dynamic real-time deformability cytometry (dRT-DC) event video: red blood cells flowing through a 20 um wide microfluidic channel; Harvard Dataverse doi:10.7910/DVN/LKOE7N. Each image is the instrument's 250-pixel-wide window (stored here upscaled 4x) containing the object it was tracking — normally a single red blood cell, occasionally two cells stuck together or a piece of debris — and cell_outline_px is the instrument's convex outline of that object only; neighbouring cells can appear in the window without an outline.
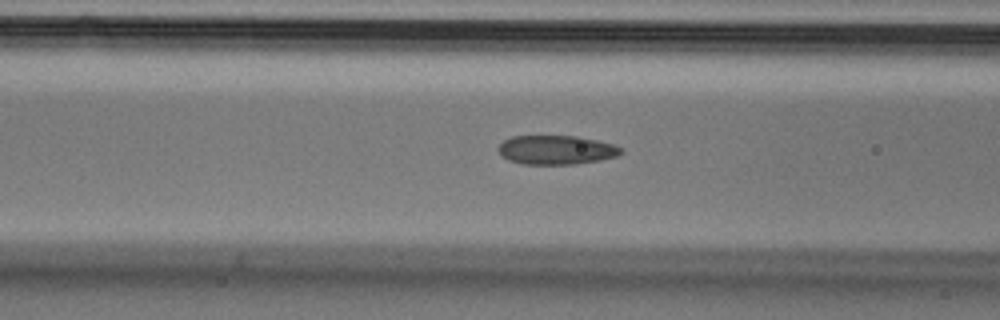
{"species": "Egyptian fruit bat (a non-hibernating species)", "species_latin": "Rousettus aegyptiacus", "temperature_condition": "cold", "stored_images_in_passage": 6, "camera_frame_rate_fps": 3000, "um_per_image_px": 0.085, "animal": {"sex": "male"}, "frame": {"image": 1, "passage_image": 6, "time_ms": 1.667, "image_size_px": [1000, 320], "cell_outline_px": [[624, 152], [616, 156], [600, 160], [576, 164], [524, 164], [508, 160], [496, 148], [504, 140], [512, 136], [576, 136], [596, 140], [612, 144], [620, 148]], "centroid_in_image_um": [47.27, 12.74], "position_along_channel_um": 119.3, "area_um2": 20.63}}